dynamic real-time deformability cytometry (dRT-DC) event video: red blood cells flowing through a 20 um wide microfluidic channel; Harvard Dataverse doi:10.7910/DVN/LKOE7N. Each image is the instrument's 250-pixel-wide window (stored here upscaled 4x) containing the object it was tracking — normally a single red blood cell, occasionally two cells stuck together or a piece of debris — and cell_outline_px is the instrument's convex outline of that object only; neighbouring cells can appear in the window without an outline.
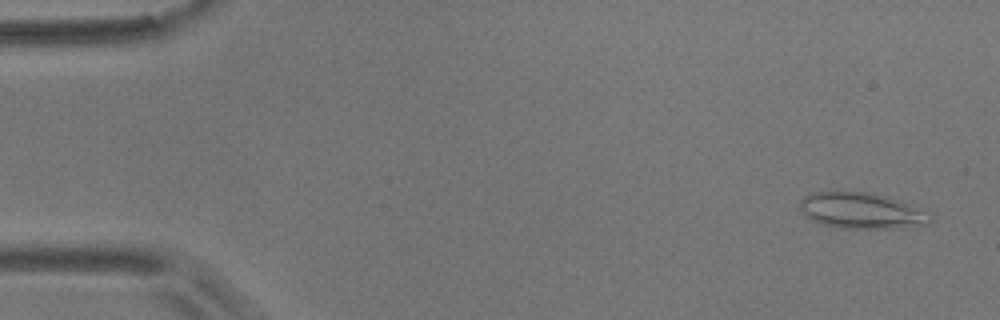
{"species": "common noctule bat (a hibernating species)", "species_latin": "Nyctalus noctula", "temperature_condition": "room temperature", "stored_images_in_passage": 12, "camera_frame_rate_fps": 3000, "um_per_image_px": 0.085, "animal": {"sex": "male", "body_mass_g": 17.9}, "frame": {"image": 1, "passage_image": 1, "time_ms": 0.0, "image_size_px": [1000, 320], "cell_outline_px": [[932, 224], [892, 228], [840, 228], [824, 224], [812, 220], [804, 216], [800, 208], [800, 200], [804, 196], [812, 192], [872, 192], [896, 200], [928, 212], [932, 216]], "centroid_in_image_um": [73.21, 17.91], "position_along_channel_um": 11.8, "area_um2": 27.11}}